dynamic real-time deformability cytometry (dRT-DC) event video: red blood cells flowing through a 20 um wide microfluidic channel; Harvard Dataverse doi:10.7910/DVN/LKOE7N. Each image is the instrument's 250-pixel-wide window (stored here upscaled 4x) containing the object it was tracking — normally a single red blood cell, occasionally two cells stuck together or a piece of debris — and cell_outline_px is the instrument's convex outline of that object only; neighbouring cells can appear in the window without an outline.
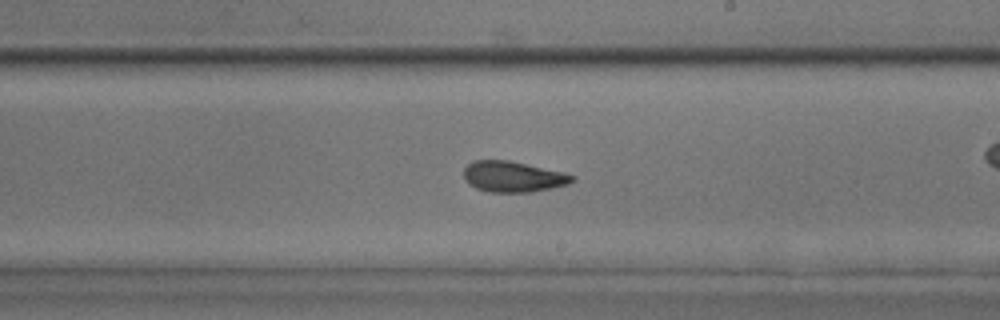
{"species": "common noctule bat (a hibernating species)", "species_latin": "Nyctalus noctula", "temperature_condition": "room temperature", "stored_images_in_passage": 52, "camera_frame_rate_fps": 3000, "um_per_image_px": 0.085, "animal": {"sex": "male", "body_mass_g": 17.9, "forearm_length_mm": 54.2}, "frame": {"image": 1, "passage_image": 30, "time_ms": 9.667, "image_size_px": [1000, 320], "cell_outline_px": [[576, 180], [568, 184], [532, 192], [488, 192], [476, 188], [468, 184], [464, 180], [464, 168], [472, 160], [508, 160], [564, 172], [576, 176]], "centroid_in_image_um": [43.6, 15.02], "position_along_channel_um": 245.4, "area_um2": 19.59}}
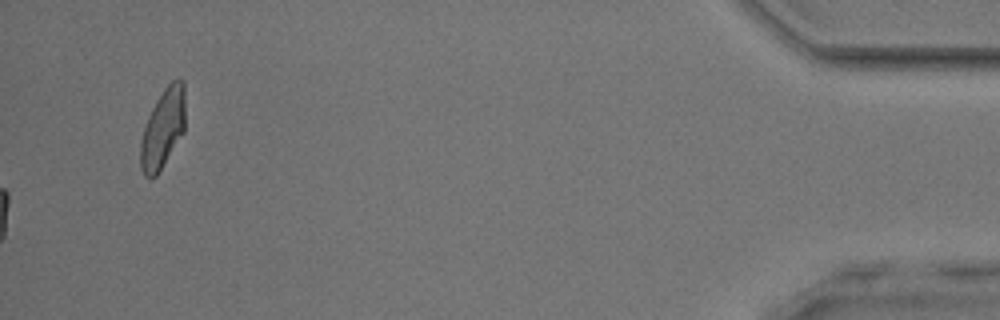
{"frame": {"image": 2, "passage_image": 52, "time_ms": 17.0, "image_size_px": [1000, 320], "cell_outline_px": [[184, 132], [156, 176], [148, 180], [144, 176], [140, 168], [140, 140], [148, 116], [156, 100], [164, 88], [172, 80], [184, 80]], "centroid_in_image_um": [13.82, 10.95], "position_along_channel_um": 421.4, "area_um2": 20.69}, "authors_computed_cell_mechanics": {"area_um2": 19.8832, "velocity_mm_per_s": 4.0586, "shape_relaxation_time_tau1_ms": 4.1912, "shape_relaxation_time_tau2_ms": 1.7517, "deformation_change_tau1": 0.1153, "deformation_change_tau2": 0.078}}